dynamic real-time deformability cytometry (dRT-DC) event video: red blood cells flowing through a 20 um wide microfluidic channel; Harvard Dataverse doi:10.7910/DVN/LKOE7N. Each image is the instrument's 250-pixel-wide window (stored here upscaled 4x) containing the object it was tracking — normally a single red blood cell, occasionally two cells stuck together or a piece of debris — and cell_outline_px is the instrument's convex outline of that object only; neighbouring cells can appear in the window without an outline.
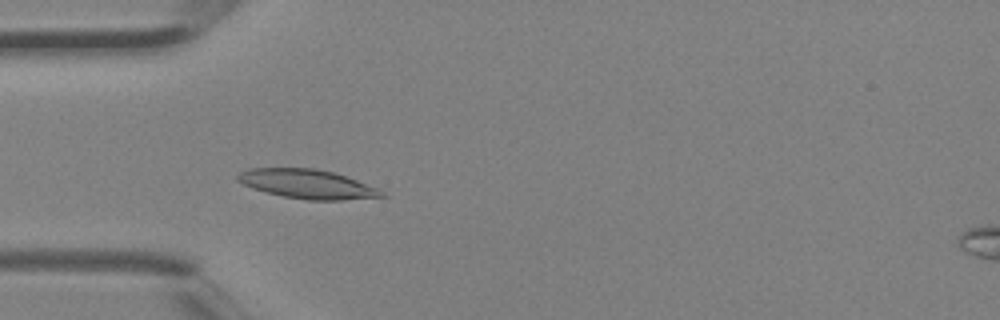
{"species": "Egyptian fruit bat (a non-hibernating species)", "species_latin": "Rousettus aegyptiacus", "temperature_condition": "room temperature", "stored_images_in_passage": 41, "camera_frame_rate_fps": 3000, "um_per_image_px": 0.085, "animal": {"sex": "female"}, "frame": {"image": 1, "passage_image": 13, "time_ms": 4.0, "image_size_px": [1000, 320], "cell_outline_px": [[388, 196], [340, 200], [308, 200], [284, 196], [252, 188], [236, 180], [236, 176], [240, 172], [248, 168], [316, 168], [336, 172], [376, 188]], "centroid_in_image_um": [26.1, 15.63], "position_along_channel_um": 58.9, "area_um2": 24.28}}
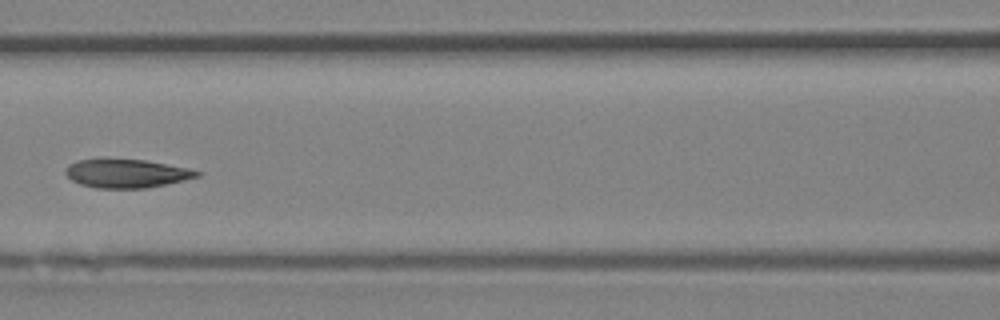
{"frame": {"image": 2, "passage_image": 19, "time_ms": 6.0, "image_size_px": [1000, 320], "cell_outline_px": [[200, 176], [184, 180], [144, 188], [96, 188], [80, 184], [72, 180], [64, 172], [64, 168], [68, 164], [76, 160], [144, 160], [188, 168], [200, 172]], "centroid_in_image_um": [10.72, 14.75], "position_along_channel_um": 155.9, "area_um2": 21.5}}
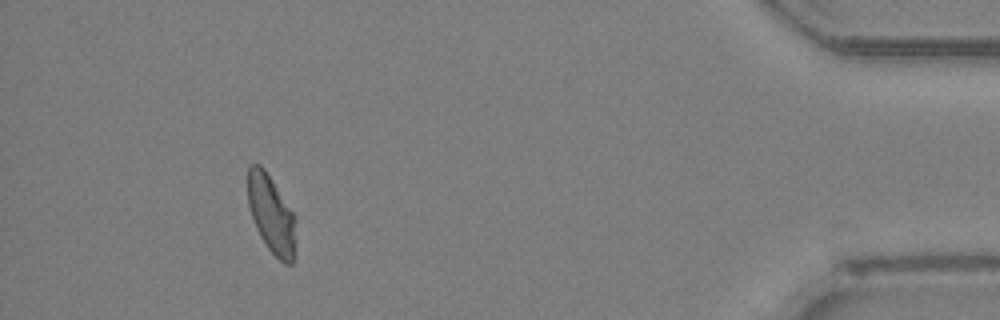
{"frame": {"image": 3, "passage_image": 38, "time_ms": 12.333, "image_size_px": [1000, 320], "cell_outline_px": [[296, 220], [292, 264], [284, 264], [268, 248], [260, 236], [256, 228], [248, 204], [248, 164], [260, 164], [264, 168], [296, 216]], "centroid_in_image_um": [23.06, 18.18], "position_along_channel_um": 412.1, "area_um2": 21.62}}